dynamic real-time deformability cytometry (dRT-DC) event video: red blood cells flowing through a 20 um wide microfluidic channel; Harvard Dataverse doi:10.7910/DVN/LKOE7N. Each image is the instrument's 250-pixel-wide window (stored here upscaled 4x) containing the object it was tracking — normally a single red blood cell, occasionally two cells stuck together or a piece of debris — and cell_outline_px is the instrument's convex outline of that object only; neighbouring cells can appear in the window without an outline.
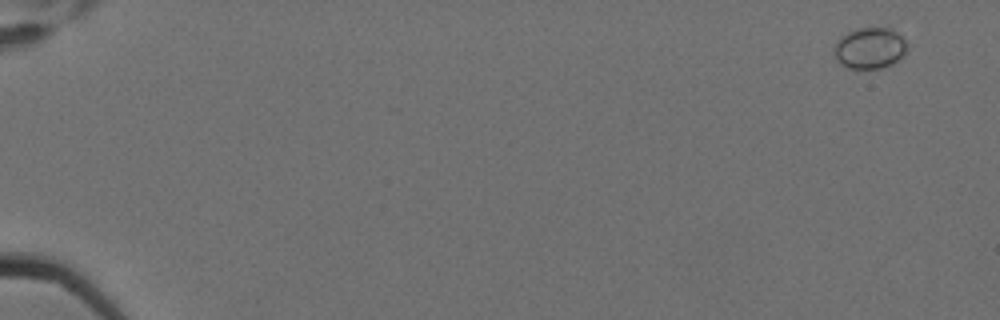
{"species": "Egyptian fruit bat (a non-hibernating species)", "species_latin": "Rousettus aegyptiacus", "temperature_condition": "cold", "stored_images_in_passage": 7, "camera_frame_rate_fps": 3000, "um_per_image_px": 0.085, "animal": {"sex": "female"}, "frame": {"image": 1, "passage_image": 1, "time_ms": 0.0, "image_size_px": [1000, 320], "cell_outline_px": [[908, 48], [904, 56], [892, 64], [880, 68], [848, 68], [840, 64], [836, 56], [836, 44], [840, 36], [848, 32], [860, 28], [892, 28], [908, 44]], "centroid_in_image_um": [73.98, 4.09], "position_along_channel_um": 11.0, "area_um2": 17.34}}
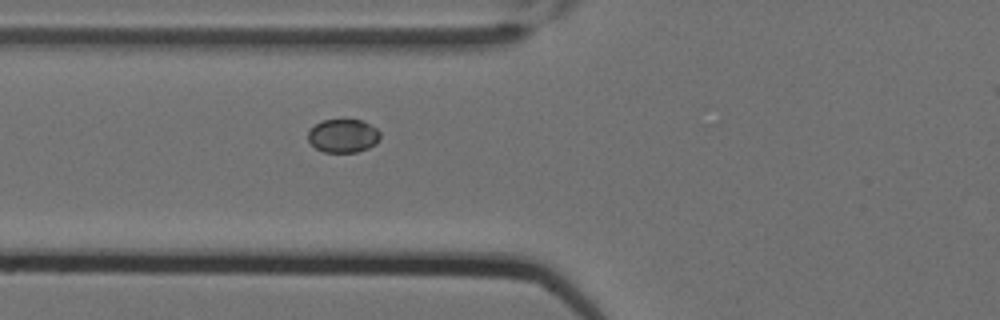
{"frame": {"image": 2, "passage_image": 7, "time_ms": 2.0, "image_size_px": [1000, 320], "cell_outline_px": [[380, 140], [376, 144], [368, 148], [356, 152], [324, 152], [316, 148], [308, 140], [308, 132], [316, 124], [324, 120], [364, 120], [376, 128], [380, 132]], "centroid_in_image_um": [29.2, 11.55], "position_along_channel_um": 96.6, "area_um2": 14.05}}